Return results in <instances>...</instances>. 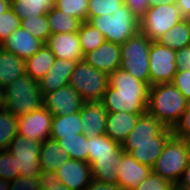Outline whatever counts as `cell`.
<instances>
[{"mask_svg": "<svg viewBox=\"0 0 190 190\" xmlns=\"http://www.w3.org/2000/svg\"><path fill=\"white\" fill-rule=\"evenodd\" d=\"M149 86L119 68L109 75V87L101 102L108 113L147 112Z\"/></svg>", "mask_w": 190, "mask_h": 190, "instance_id": "cell-1", "label": "cell"}, {"mask_svg": "<svg viewBox=\"0 0 190 190\" xmlns=\"http://www.w3.org/2000/svg\"><path fill=\"white\" fill-rule=\"evenodd\" d=\"M124 153L122 145L106 134L88 137V163L91 165L92 178L117 184L118 163Z\"/></svg>", "mask_w": 190, "mask_h": 190, "instance_id": "cell-2", "label": "cell"}, {"mask_svg": "<svg viewBox=\"0 0 190 190\" xmlns=\"http://www.w3.org/2000/svg\"><path fill=\"white\" fill-rule=\"evenodd\" d=\"M188 103L173 83H160L149 87L147 112L167 128L172 129L175 126Z\"/></svg>", "mask_w": 190, "mask_h": 190, "instance_id": "cell-3", "label": "cell"}, {"mask_svg": "<svg viewBox=\"0 0 190 190\" xmlns=\"http://www.w3.org/2000/svg\"><path fill=\"white\" fill-rule=\"evenodd\" d=\"M5 109L17 118L44 107V95L40 92L39 82L27 74L17 77L4 88Z\"/></svg>", "mask_w": 190, "mask_h": 190, "instance_id": "cell-4", "label": "cell"}, {"mask_svg": "<svg viewBox=\"0 0 190 190\" xmlns=\"http://www.w3.org/2000/svg\"><path fill=\"white\" fill-rule=\"evenodd\" d=\"M42 142L26 139L17 134L8 146V151L16 157L19 169V190H30L36 184L41 172L39 154Z\"/></svg>", "mask_w": 190, "mask_h": 190, "instance_id": "cell-5", "label": "cell"}, {"mask_svg": "<svg viewBox=\"0 0 190 190\" xmlns=\"http://www.w3.org/2000/svg\"><path fill=\"white\" fill-rule=\"evenodd\" d=\"M190 162V141L171 135L152 167V172L176 185Z\"/></svg>", "mask_w": 190, "mask_h": 190, "instance_id": "cell-6", "label": "cell"}, {"mask_svg": "<svg viewBox=\"0 0 190 190\" xmlns=\"http://www.w3.org/2000/svg\"><path fill=\"white\" fill-rule=\"evenodd\" d=\"M88 22L104 35L106 41L120 45L140 31V20L127 5L111 15L92 17Z\"/></svg>", "mask_w": 190, "mask_h": 190, "instance_id": "cell-7", "label": "cell"}, {"mask_svg": "<svg viewBox=\"0 0 190 190\" xmlns=\"http://www.w3.org/2000/svg\"><path fill=\"white\" fill-rule=\"evenodd\" d=\"M152 44L145 34L139 31L136 35L121 44V67L136 79L150 87L149 52Z\"/></svg>", "mask_w": 190, "mask_h": 190, "instance_id": "cell-8", "label": "cell"}, {"mask_svg": "<svg viewBox=\"0 0 190 190\" xmlns=\"http://www.w3.org/2000/svg\"><path fill=\"white\" fill-rule=\"evenodd\" d=\"M68 85L73 87L85 102L101 101L109 87V75L81 60L76 64Z\"/></svg>", "mask_w": 190, "mask_h": 190, "instance_id": "cell-9", "label": "cell"}, {"mask_svg": "<svg viewBox=\"0 0 190 190\" xmlns=\"http://www.w3.org/2000/svg\"><path fill=\"white\" fill-rule=\"evenodd\" d=\"M182 19L184 17L176 3L164 5L152 3L140 19V31L150 40L156 41Z\"/></svg>", "mask_w": 190, "mask_h": 190, "instance_id": "cell-10", "label": "cell"}, {"mask_svg": "<svg viewBox=\"0 0 190 190\" xmlns=\"http://www.w3.org/2000/svg\"><path fill=\"white\" fill-rule=\"evenodd\" d=\"M150 86L172 83L176 72V50L152 41L149 52Z\"/></svg>", "mask_w": 190, "mask_h": 190, "instance_id": "cell-11", "label": "cell"}, {"mask_svg": "<svg viewBox=\"0 0 190 190\" xmlns=\"http://www.w3.org/2000/svg\"><path fill=\"white\" fill-rule=\"evenodd\" d=\"M17 120L19 135L38 142L50 139L53 115L45 107L20 116Z\"/></svg>", "mask_w": 190, "mask_h": 190, "instance_id": "cell-12", "label": "cell"}, {"mask_svg": "<svg viewBox=\"0 0 190 190\" xmlns=\"http://www.w3.org/2000/svg\"><path fill=\"white\" fill-rule=\"evenodd\" d=\"M43 95L44 107L53 116H62L80 112L85 103L80 97V94L70 85H66Z\"/></svg>", "mask_w": 190, "mask_h": 190, "instance_id": "cell-13", "label": "cell"}, {"mask_svg": "<svg viewBox=\"0 0 190 190\" xmlns=\"http://www.w3.org/2000/svg\"><path fill=\"white\" fill-rule=\"evenodd\" d=\"M56 174L59 182L69 190H85L92 179L88 162L70 158L61 164Z\"/></svg>", "mask_w": 190, "mask_h": 190, "instance_id": "cell-14", "label": "cell"}, {"mask_svg": "<svg viewBox=\"0 0 190 190\" xmlns=\"http://www.w3.org/2000/svg\"><path fill=\"white\" fill-rule=\"evenodd\" d=\"M171 135L172 129L166 128L158 137L154 138V142L122 143L121 145L125 153H130L140 164L152 168Z\"/></svg>", "mask_w": 190, "mask_h": 190, "instance_id": "cell-15", "label": "cell"}, {"mask_svg": "<svg viewBox=\"0 0 190 190\" xmlns=\"http://www.w3.org/2000/svg\"><path fill=\"white\" fill-rule=\"evenodd\" d=\"M120 44L105 41L98 48L86 53L83 60L110 75L121 67Z\"/></svg>", "mask_w": 190, "mask_h": 190, "instance_id": "cell-16", "label": "cell"}, {"mask_svg": "<svg viewBox=\"0 0 190 190\" xmlns=\"http://www.w3.org/2000/svg\"><path fill=\"white\" fill-rule=\"evenodd\" d=\"M45 43L22 27L0 43V48L24 60L32 57Z\"/></svg>", "mask_w": 190, "mask_h": 190, "instance_id": "cell-17", "label": "cell"}, {"mask_svg": "<svg viewBox=\"0 0 190 190\" xmlns=\"http://www.w3.org/2000/svg\"><path fill=\"white\" fill-rule=\"evenodd\" d=\"M118 165L117 185L123 190H134L152 172L151 167L140 164L130 153H124Z\"/></svg>", "mask_w": 190, "mask_h": 190, "instance_id": "cell-18", "label": "cell"}, {"mask_svg": "<svg viewBox=\"0 0 190 190\" xmlns=\"http://www.w3.org/2000/svg\"><path fill=\"white\" fill-rule=\"evenodd\" d=\"M107 114L101 101L85 102L80 110L82 133L91 138L105 135Z\"/></svg>", "mask_w": 190, "mask_h": 190, "instance_id": "cell-19", "label": "cell"}, {"mask_svg": "<svg viewBox=\"0 0 190 190\" xmlns=\"http://www.w3.org/2000/svg\"><path fill=\"white\" fill-rule=\"evenodd\" d=\"M78 61L81 60L56 58L47 74L38 81L40 92L47 94L68 85L69 78Z\"/></svg>", "mask_w": 190, "mask_h": 190, "instance_id": "cell-20", "label": "cell"}, {"mask_svg": "<svg viewBox=\"0 0 190 190\" xmlns=\"http://www.w3.org/2000/svg\"><path fill=\"white\" fill-rule=\"evenodd\" d=\"M45 44L55 58L83 60L84 55L77 32L51 34Z\"/></svg>", "mask_w": 190, "mask_h": 190, "instance_id": "cell-21", "label": "cell"}, {"mask_svg": "<svg viewBox=\"0 0 190 190\" xmlns=\"http://www.w3.org/2000/svg\"><path fill=\"white\" fill-rule=\"evenodd\" d=\"M167 127L148 112L140 115L135 127L131 130L123 143L154 142Z\"/></svg>", "mask_w": 190, "mask_h": 190, "instance_id": "cell-22", "label": "cell"}, {"mask_svg": "<svg viewBox=\"0 0 190 190\" xmlns=\"http://www.w3.org/2000/svg\"><path fill=\"white\" fill-rule=\"evenodd\" d=\"M141 114L128 112L108 113L106 118V135L122 144L135 127Z\"/></svg>", "mask_w": 190, "mask_h": 190, "instance_id": "cell-23", "label": "cell"}, {"mask_svg": "<svg viewBox=\"0 0 190 190\" xmlns=\"http://www.w3.org/2000/svg\"><path fill=\"white\" fill-rule=\"evenodd\" d=\"M25 74V60L0 48V87L4 89Z\"/></svg>", "mask_w": 190, "mask_h": 190, "instance_id": "cell-24", "label": "cell"}, {"mask_svg": "<svg viewBox=\"0 0 190 190\" xmlns=\"http://www.w3.org/2000/svg\"><path fill=\"white\" fill-rule=\"evenodd\" d=\"M67 159V153L57 141L48 139L42 142L39 154L41 171L56 172Z\"/></svg>", "mask_w": 190, "mask_h": 190, "instance_id": "cell-25", "label": "cell"}, {"mask_svg": "<svg viewBox=\"0 0 190 190\" xmlns=\"http://www.w3.org/2000/svg\"><path fill=\"white\" fill-rule=\"evenodd\" d=\"M82 133L80 112L53 116L50 139L58 141L62 137L75 136Z\"/></svg>", "mask_w": 190, "mask_h": 190, "instance_id": "cell-26", "label": "cell"}, {"mask_svg": "<svg viewBox=\"0 0 190 190\" xmlns=\"http://www.w3.org/2000/svg\"><path fill=\"white\" fill-rule=\"evenodd\" d=\"M55 56L44 44L32 57L25 60L26 74L35 81L41 80L51 68Z\"/></svg>", "mask_w": 190, "mask_h": 190, "instance_id": "cell-27", "label": "cell"}, {"mask_svg": "<svg viewBox=\"0 0 190 190\" xmlns=\"http://www.w3.org/2000/svg\"><path fill=\"white\" fill-rule=\"evenodd\" d=\"M0 190H19V169L8 150L0 151Z\"/></svg>", "mask_w": 190, "mask_h": 190, "instance_id": "cell-28", "label": "cell"}, {"mask_svg": "<svg viewBox=\"0 0 190 190\" xmlns=\"http://www.w3.org/2000/svg\"><path fill=\"white\" fill-rule=\"evenodd\" d=\"M156 42L173 50L190 46V26L186 18L175 24L170 30L156 39Z\"/></svg>", "mask_w": 190, "mask_h": 190, "instance_id": "cell-29", "label": "cell"}, {"mask_svg": "<svg viewBox=\"0 0 190 190\" xmlns=\"http://www.w3.org/2000/svg\"><path fill=\"white\" fill-rule=\"evenodd\" d=\"M54 7L55 0H11V8L21 20L45 15Z\"/></svg>", "mask_w": 190, "mask_h": 190, "instance_id": "cell-30", "label": "cell"}, {"mask_svg": "<svg viewBox=\"0 0 190 190\" xmlns=\"http://www.w3.org/2000/svg\"><path fill=\"white\" fill-rule=\"evenodd\" d=\"M51 34L78 32L83 23L81 20L52 8L46 13Z\"/></svg>", "mask_w": 190, "mask_h": 190, "instance_id": "cell-31", "label": "cell"}, {"mask_svg": "<svg viewBox=\"0 0 190 190\" xmlns=\"http://www.w3.org/2000/svg\"><path fill=\"white\" fill-rule=\"evenodd\" d=\"M57 142L70 159L88 162V137L83 133L62 137Z\"/></svg>", "mask_w": 190, "mask_h": 190, "instance_id": "cell-32", "label": "cell"}, {"mask_svg": "<svg viewBox=\"0 0 190 190\" xmlns=\"http://www.w3.org/2000/svg\"><path fill=\"white\" fill-rule=\"evenodd\" d=\"M77 34L83 55L98 48L102 43L106 41L104 35L100 33L88 21H84L81 24V27L78 30Z\"/></svg>", "mask_w": 190, "mask_h": 190, "instance_id": "cell-33", "label": "cell"}, {"mask_svg": "<svg viewBox=\"0 0 190 190\" xmlns=\"http://www.w3.org/2000/svg\"><path fill=\"white\" fill-rule=\"evenodd\" d=\"M18 134V120L11 112H0V151L7 150L9 144Z\"/></svg>", "mask_w": 190, "mask_h": 190, "instance_id": "cell-34", "label": "cell"}, {"mask_svg": "<svg viewBox=\"0 0 190 190\" xmlns=\"http://www.w3.org/2000/svg\"><path fill=\"white\" fill-rule=\"evenodd\" d=\"M21 27L44 43L47 42L48 38L51 35L46 14L41 16H34L32 18L28 17L24 20H21Z\"/></svg>", "mask_w": 190, "mask_h": 190, "instance_id": "cell-35", "label": "cell"}, {"mask_svg": "<svg viewBox=\"0 0 190 190\" xmlns=\"http://www.w3.org/2000/svg\"><path fill=\"white\" fill-rule=\"evenodd\" d=\"M89 0H55V8L82 22L87 21Z\"/></svg>", "mask_w": 190, "mask_h": 190, "instance_id": "cell-36", "label": "cell"}, {"mask_svg": "<svg viewBox=\"0 0 190 190\" xmlns=\"http://www.w3.org/2000/svg\"><path fill=\"white\" fill-rule=\"evenodd\" d=\"M123 5V0H89L87 21L102 14L111 15Z\"/></svg>", "mask_w": 190, "mask_h": 190, "instance_id": "cell-37", "label": "cell"}, {"mask_svg": "<svg viewBox=\"0 0 190 190\" xmlns=\"http://www.w3.org/2000/svg\"><path fill=\"white\" fill-rule=\"evenodd\" d=\"M20 27L21 19L13 12L12 8L0 14V43Z\"/></svg>", "mask_w": 190, "mask_h": 190, "instance_id": "cell-38", "label": "cell"}, {"mask_svg": "<svg viewBox=\"0 0 190 190\" xmlns=\"http://www.w3.org/2000/svg\"><path fill=\"white\" fill-rule=\"evenodd\" d=\"M30 190H69L58 180L56 172L41 171L34 187Z\"/></svg>", "mask_w": 190, "mask_h": 190, "instance_id": "cell-39", "label": "cell"}, {"mask_svg": "<svg viewBox=\"0 0 190 190\" xmlns=\"http://www.w3.org/2000/svg\"><path fill=\"white\" fill-rule=\"evenodd\" d=\"M174 185L167 179L151 172L134 190H172Z\"/></svg>", "mask_w": 190, "mask_h": 190, "instance_id": "cell-40", "label": "cell"}, {"mask_svg": "<svg viewBox=\"0 0 190 190\" xmlns=\"http://www.w3.org/2000/svg\"><path fill=\"white\" fill-rule=\"evenodd\" d=\"M172 134L190 141V102L179 121L172 128Z\"/></svg>", "mask_w": 190, "mask_h": 190, "instance_id": "cell-41", "label": "cell"}, {"mask_svg": "<svg viewBox=\"0 0 190 190\" xmlns=\"http://www.w3.org/2000/svg\"><path fill=\"white\" fill-rule=\"evenodd\" d=\"M172 83L190 102V70H178Z\"/></svg>", "mask_w": 190, "mask_h": 190, "instance_id": "cell-42", "label": "cell"}, {"mask_svg": "<svg viewBox=\"0 0 190 190\" xmlns=\"http://www.w3.org/2000/svg\"><path fill=\"white\" fill-rule=\"evenodd\" d=\"M131 12L140 20L146 13L147 9L153 3L152 0H123Z\"/></svg>", "mask_w": 190, "mask_h": 190, "instance_id": "cell-43", "label": "cell"}, {"mask_svg": "<svg viewBox=\"0 0 190 190\" xmlns=\"http://www.w3.org/2000/svg\"><path fill=\"white\" fill-rule=\"evenodd\" d=\"M176 67L178 70H190V46L176 51Z\"/></svg>", "mask_w": 190, "mask_h": 190, "instance_id": "cell-44", "label": "cell"}, {"mask_svg": "<svg viewBox=\"0 0 190 190\" xmlns=\"http://www.w3.org/2000/svg\"><path fill=\"white\" fill-rule=\"evenodd\" d=\"M85 190H123L117 184H110L92 178Z\"/></svg>", "mask_w": 190, "mask_h": 190, "instance_id": "cell-45", "label": "cell"}, {"mask_svg": "<svg viewBox=\"0 0 190 190\" xmlns=\"http://www.w3.org/2000/svg\"><path fill=\"white\" fill-rule=\"evenodd\" d=\"M175 186L182 190H190V162Z\"/></svg>", "mask_w": 190, "mask_h": 190, "instance_id": "cell-46", "label": "cell"}, {"mask_svg": "<svg viewBox=\"0 0 190 190\" xmlns=\"http://www.w3.org/2000/svg\"><path fill=\"white\" fill-rule=\"evenodd\" d=\"M177 7L184 18L190 15V0H176Z\"/></svg>", "mask_w": 190, "mask_h": 190, "instance_id": "cell-47", "label": "cell"}, {"mask_svg": "<svg viewBox=\"0 0 190 190\" xmlns=\"http://www.w3.org/2000/svg\"><path fill=\"white\" fill-rule=\"evenodd\" d=\"M11 8V0H0V14Z\"/></svg>", "mask_w": 190, "mask_h": 190, "instance_id": "cell-48", "label": "cell"}, {"mask_svg": "<svg viewBox=\"0 0 190 190\" xmlns=\"http://www.w3.org/2000/svg\"><path fill=\"white\" fill-rule=\"evenodd\" d=\"M6 97H5V92L4 89L0 87V112L2 110H5V101Z\"/></svg>", "mask_w": 190, "mask_h": 190, "instance_id": "cell-49", "label": "cell"}, {"mask_svg": "<svg viewBox=\"0 0 190 190\" xmlns=\"http://www.w3.org/2000/svg\"><path fill=\"white\" fill-rule=\"evenodd\" d=\"M152 2L164 5V4L176 3V0H152Z\"/></svg>", "mask_w": 190, "mask_h": 190, "instance_id": "cell-50", "label": "cell"}, {"mask_svg": "<svg viewBox=\"0 0 190 190\" xmlns=\"http://www.w3.org/2000/svg\"><path fill=\"white\" fill-rule=\"evenodd\" d=\"M172 190H182V189H179V188H177V187L174 185V187L172 188Z\"/></svg>", "mask_w": 190, "mask_h": 190, "instance_id": "cell-51", "label": "cell"}, {"mask_svg": "<svg viewBox=\"0 0 190 190\" xmlns=\"http://www.w3.org/2000/svg\"><path fill=\"white\" fill-rule=\"evenodd\" d=\"M188 20L189 26H190V15L186 18Z\"/></svg>", "mask_w": 190, "mask_h": 190, "instance_id": "cell-52", "label": "cell"}]
</instances>
